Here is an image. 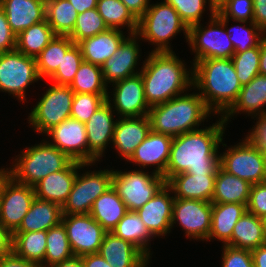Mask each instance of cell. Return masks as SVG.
I'll return each mask as SVG.
<instances>
[{
    "label": "cell",
    "instance_id": "cell-1",
    "mask_svg": "<svg viewBox=\"0 0 266 267\" xmlns=\"http://www.w3.org/2000/svg\"><path fill=\"white\" fill-rule=\"evenodd\" d=\"M216 118L217 121L209 126L173 137L169 161L163 175L165 182L183 172L217 174L220 167V146L228 126L221 116Z\"/></svg>",
    "mask_w": 266,
    "mask_h": 267
},
{
    "label": "cell",
    "instance_id": "cell-2",
    "mask_svg": "<svg viewBox=\"0 0 266 267\" xmlns=\"http://www.w3.org/2000/svg\"><path fill=\"white\" fill-rule=\"evenodd\" d=\"M147 55L140 73L150 107L165 103L193 88V65H186L175 51H149Z\"/></svg>",
    "mask_w": 266,
    "mask_h": 267
},
{
    "label": "cell",
    "instance_id": "cell-3",
    "mask_svg": "<svg viewBox=\"0 0 266 267\" xmlns=\"http://www.w3.org/2000/svg\"><path fill=\"white\" fill-rule=\"evenodd\" d=\"M192 65L193 88L214 117L222 116L236 101L242 88L231 58H207Z\"/></svg>",
    "mask_w": 266,
    "mask_h": 267
},
{
    "label": "cell",
    "instance_id": "cell-4",
    "mask_svg": "<svg viewBox=\"0 0 266 267\" xmlns=\"http://www.w3.org/2000/svg\"><path fill=\"white\" fill-rule=\"evenodd\" d=\"M212 115L194 88L165 103L152 106L148 114L151 130L171 137L202 128L200 126L208 122V117L212 119Z\"/></svg>",
    "mask_w": 266,
    "mask_h": 267
},
{
    "label": "cell",
    "instance_id": "cell-5",
    "mask_svg": "<svg viewBox=\"0 0 266 267\" xmlns=\"http://www.w3.org/2000/svg\"><path fill=\"white\" fill-rule=\"evenodd\" d=\"M188 32L189 28L177 11L165 0H161L150 3L146 12L138 19L136 35L142 42L154 45L151 52H173L172 39L183 33L187 43Z\"/></svg>",
    "mask_w": 266,
    "mask_h": 267
},
{
    "label": "cell",
    "instance_id": "cell-6",
    "mask_svg": "<svg viewBox=\"0 0 266 267\" xmlns=\"http://www.w3.org/2000/svg\"><path fill=\"white\" fill-rule=\"evenodd\" d=\"M20 151L9 167V175L17 182L34 186L50 173L65 169L72 160L45 139Z\"/></svg>",
    "mask_w": 266,
    "mask_h": 267
},
{
    "label": "cell",
    "instance_id": "cell-7",
    "mask_svg": "<svg viewBox=\"0 0 266 267\" xmlns=\"http://www.w3.org/2000/svg\"><path fill=\"white\" fill-rule=\"evenodd\" d=\"M187 45L194 55L190 64L207 58L229 59L235 53L229 34L223 25V16L218 11L209 18L206 26L198 23L189 27Z\"/></svg>",
    "mask_w": 266,
    "mask_h": 267
},
{
    "label": "cell",
    "instance_id": "cell-8",
    "mask_svg": "<svg viewBox=\"0 0 266 267\" xmlns=\"http://www.w3.org/2000/svg\"><path fill=\"white\" fill-rule=\"evenodd\" d=\"M94 165L98 167L96 163L78 162V173L72 190L62 206L63 214H89L94 201L112 187L113 168L88 170Z\"/></svg>",
    "mask_w": 266,
    "mask_h": 267
},
{
    "label": "cell",
    "instance_id": "cell-9",
    "mask_svg": "<svg viewBox=\"0 0 266 267\" xmlns=\"http://www.w3.org/2000/svg\"><path fill=\"white\" fill-rule=\"evenodd\" d=\"M224 141L221 145L225 149L220 153V167L224 171L251 185L266 182V161L258 145L246 135L235 145L227 146Z\"/></svg>",
    "mask_w": 266,
    "mask_h": 267
},
{
    "label": "cell",
    "instance_id": "cell-10",
    "mask_svg": "<svg viewBox=\"0 0 266 267\" xmlns=\"http://www.w3.org/2000/svg\"><path fill=\"white\" fill-rule=\"evenodd\" d=\"M73 98L74 91L70 86L51 83L28 113L29 127L43 135L70 118Z\"/></svg>",
    "mask_w": 266,
    "mask_h": 267
},
{
    "label": "cell",
    "instance_id": "cell-11",
    "mask_svg": "<svg viewBox=\"0 0 266 267\" xmlns=\"http://www.w3.org/2000/svg\"><path fill=\"white\" fill-rule=\"evenodd\" d=\"M165 183L163 176L148 169L136 167V170L123 171L113 167L112 187L128 211H137L144 206Z\"/></svg>",
    "mask_w": 266,
    "mask_h": 267
},
{
    "label": "cell",
    "instance_id": "cell-12",
    "mask_svg": "<svg viewBox=\"0 0 266 267\" xmlns=\"http://www.w3.org/2000/svg\"><path fill=\"white\" fill-rule=\"evenodd\" d=\"M39 80L42 81L36 58L26 56L16 49L0 53V93H7L25 104L28 102V87Z\"/></svg>",
    "mask_w": 266,
    "mask_h": 267
},
{
    "label": "cell",
    "instance_id": "cell-13",
    "mask_svg": "<svg viewBox=\"0 0 266 267\" xmlns=\"http://www.w3.org/2000/svg\"><path fill=\"white\" fill-rule=\"evenodd\" d=\"M211 213V202L175 198L171 228L179 225L187 239L206 241L211 229Z\"/></svg>",
    "mask_w": 266,
    "mask_h": 267
},
{
    "label": "cell",
    "instance_id": "cell-14",
    "mask_svg": "<svg viewBox=\"0 0 266 267\" xmlns=\"http://www.w3.org/2000/svg\"><path fill=\"white\" fill-rule=\"evenodd\" d=\"M33 186L15 181L10 175L0 190V222L13 234L35 200Z\"/></svg>",
    "mask_w": 266,
    "mask_h": 267
},
{
    "label": "cell",
    "instance_id": "cell-15",
    "mask_svg": "<svg viewBox=\"0 0 266 267\" xmlns=\"http://www.w3.org/2000/svg\"><path fill=\"white\" fill-rule=\"evenodd\" d=\"M111 87L112 90H108L106 101L118 118L141 117L149 114L151 107L145 98L141 73L118 81Z\"/></svg>",
    "mask_w": 266,
    "mask_h": 267
},
{
    "label": "cell",
    "instance_id": "cell-16",
    "mask_svg": "<svg viewBox=\"0 0 266 267\" xmlns=\"http://www.w3.org/2000/svg\"><path fill=\"white\" fill-rule=\"evenodd\" d=\"M62 223L75 256L98 253L107 231L90 214H63Z\"/></svg>",
    "mask_w": 266,
    "mask_h": 267
},
{
    "label": "cell",
    "instance_id": "cell-17",
    "mask_svg": "<svg viewBox=\"0 0 266 267\" xmlns=\"http://www.w3.org/2000/svg\"><path fill=\"white\" fill-rule=\"evenodd\" d=\"M140 41L136 34H130L122 42L114 55L102 64L103 79L108 87L141 72L144 60L140 64L139 61L141 60L139 59L142 57V52H140L142 51L140 48L142 42ZM138 65L142 66L139 67Z\"/></svg>",
    "mask_w": 266,
    "mask_h": 267
},
{
    "label": "cell",
    "instance_id": "cell-18",
    "mask_svg": "<svg viewBox=\"0 0 266 267\" xmlns=\"http://www.w3.org/2000/svg\"><path fill=\"white\" fill-rule=\"evenodd\" d=\"M116 113L106 101L85 123L88 142V163H97L105 158L109 144H112ZM115 117V118H114Z\"/></svg>",
    "mask_w": 266,
    "mask_h": 267
},
{
    "label": "cell",
    "instance_id": "cell-19",
    "mask_svg": "<svg viewBox=\"0 0 266 267\" xmlns=\"http://www.w3.org/2000/svg\"><path fill=\"white\" fill-rule=\"evenodd\" d=\"M45 140L66 154L72 161L88 164V142L85 123L67 118L52 127L44 136Z\"/></svg>",
    "mask_w": 266,
    "mask_h": 267
},
{
    "label": "cell",
    "instance_id": "cell-20",
    "mask_svg": "<svg viewBox=\"0 0 266 267\" xmlns=\"http://www.w3.org/2000/svg\"><path fill=\"white\" fill-rule=\"evenodd\" d=\"M172 195V196H171ZM175 197L165 183L158 192L136 213L154 238L169 236Z\"/></svg>",
    "mask_w": 266,
    "mask_h": 267
},
{
    "label": "cell",
    "instance_id": "cell-21",
    "mask_svg": "<svg viewBox=\"0 0 266 267\" xmlns=\"http://www.w3.org/2000/svg\"><path fill=\"white\" fill-rule=\"evenodd\" d=\"M172 140L171 136L151 130L125 163H133L142 170L152 167V172L163 176L169 161Z\"/></svg>",
    "mask_w": 266,
    "mask_h": 267
},
{
    "label": "cell",
    "instance_id": "cell-22",
    "mask_svg": "<svg viewBox=\"0 0 266 267\" xmlns=\"http://www.w3.org/2000/svg\"><path fill=\"white\" fill-rule=\"evenodd\" d=\"M239 113L251 119L266 115V75L259 74L242 86L236 101L221 117L228 125Z\"/></svg>",
    "mask_w": 266,
    "mask_h": 267
},
{
    "label": "cell",
    "instance_id": "cell-23",
    "mask_svg": "<svg viewBox=\"0 0 266 267\" xmlns=\"http://www.w3.org/2000/svg\"><path fill=\"white\" fill-rule=\"evenodd\" d=\"M151 131L149 116L118 118L111 148L127 161ZM114 147H113V146Z\"/></svg>",
    "mask_w": 266,
    "mask_h": 267
},
{
    "label": "cell",
    "instance_id": "cell-24",
    "mask_svg": "<svg viewBox=\"0 0 266 267\" xmlns=\"http://www.w3.org/2000/svg\"><path fill=\"white\" fill-rule=\"evenodd\" d=\"M98 253L112 267H149L150 260L132 243L106 232Z\"/></svg>",
    "mask_w": 266,
    "mask_h": 267
},
{
    "label": "cell",
    "instance_id": "cell-25",
    "mask_svg": "<svg viewBox=\"0 0 266 267\" xmlns=\"http://www.w3.org/2000/svg\"><path fill=\"white\" fill-rule=\"evenodd\" d=\"M0 7L16 36L45 20L46 0H0Z\"/></svg>",
    "mask_w": 266,
    "mask_h": 267
},
{
    "label": "cell",
    "instance_id": "cell-26",
    "mask_svg": "<svg viewBox=\"0 0 266 267\" xmlns=\"http://www.w3.org/2000/svg\"><path fill=\"white\" fill-rule=\"evenodd\" d=\"M78 173V162L72 161L65 169L50 173L33 187L35 196L42 200L57 203L66 202Z\"/></svg>",
    "mask_w": 266,
    "mask_h": 267
},
{
    "label": "cell",
    "instance_id": "cell-27",
    "mask_svg": "<svg viewBox=\"0 0 266 267\" xmlns=\"http://www.w3.org/2000/svg\"><path fill=\"white\" fill-rule=\"evenodd\" d=\"M216 174L180 173L172 176L166 184L178 199H196L211 202Z\"/></svg>",
    "mask_w": 266,
    "mask_h": 267
},
{
    "label": "cell",
    "instance_id": "cell-28",
    "mask_svg": "<svg viewBox=\"0 0 266 267\" xmlns=\"http://www.w3.org/2000/svg\"><path fill=\"white\" fill-rule=\"evenodd\" d=\"M127 35H126V34ZM130 34L127 31L107 29L93 37L86 38L78 43L85 62L102 66L112 57L122 42Z\"/></svg>",
    "mask_w": 266,
    "mask_h": 267
},
{
    "label": "cell",
    "instance_id": "cell-29",
    "mask_svg": "<svg viewBox=\"0 0 266 267\" xmlns=\"http://www.w3.org/2000/svg\"><path fill=\"white\" fill-rule=\"evenodd\" d=\"M246 212L244 204L212 203L211 229L206 242L217 239L225 245L232 237L235 224Z\"/></svg>",
    "mask_w": 266,
    "mask_h": 267
},
{
    "label": "cell",
    "instance_id": "cell-30",
    "mask_svg": "<svg viewBox=\"0 0 266 267\" xmlns=\"http://www.w3.org/2000/svg\"><path fill=\"white\" fill-rule=\"evenodd\" d=\"M62 206L35 198L15 232L47 231L62 222Z\"/></svg>",
    "mask_w": 266,
    "mask_h": 267
},
{
    "label": "cell",
    "instance_id": "cell-31",
    "mask_svg": "<svg viewBox=\"0 0 266 267\" xmlns=\"http://www.w3.org/2000/svg\"><path fill=\"white\" fill-rule=\"evenodd\" d=\"M263 244H266L264 220L246 212L235 224L232 237L225 245L253 250Z\"/></svg>",
    "mask_w": 266,
    "mask_h": 267
},
{
    "label": "cell",
    "instance_id": "cell-32",
    "mask_svg": "<svg viewBox=\"0 0 266 267\" xmlns=\"http://www.w3.org/2000/svg\"><path fill=\"white\" fill-rule=\"evenodd\" d=\"M252 185L218 168L211 203H238L247 205Z\"/></svg>",
    "mask_w": 266,
    "mask_h": 267
},
{
    "label": "cell",
    "instance_id": "cell-33",
    "mask_svg": "<svg viewBox=\"0 0 266 267\" xmlns=\"http://www.w3.org/2000/svg\"><path fill=\"white\" fill-rule=\"evenodd\" d=\"M121 239L136 246L150 261L151 242L154 237L149 233L136 211H128L111 231Z\"/></svg>",
    "mask_w": 266,
    "mask_h": 267
},
{
    "label": "cell",
    "instance_id": "cell-34",
    "mask_svg": "<svg viewBox=\"0 0 266 267\" xmlns=\"http://www.w3.org/2000/svg\"><path fill=\"white\" fill-rule=\"evenodd\" d=\"M127 212L128 209L123 200L113 187H110L94 201L89 214L107 232H111Z\"/></svg>",
    "mask_w": 266,
    "mask_h": 267
},
{
    "label": "cell",
    "instance_id": "cell-35",
    "mask_svg": "<svg viewBox=\"0 0 266 267\" xmlns=\"http://www.w3.org/2000/svg\"><path fill=\"white\" fill-rule=\"evenodd\" d=\"M12 252L19 258L44 267L46 231L14 232Z\"/></svg>",
    "mask_w": 266,
    "mask_h": 267
},
{
    "label": "cell",
    "instance_id": "cell-36",
    "mask_svg": "<svg viewBox=\"0 0 266 267\" xmlns=\"http://www.w3.org/2000/svg\"><path fill=\"white\" fill-rule=\"evenodd\" d=\"M96 8L109 29H127L128 34H136L138 19L122 1L98 0Z\"/></svg>",
    "mask_w": 266,
    "mask_h": 267
},
{
    "label": "cell",
    "instance_id": "cell-37",
    "mask_svg": "<svg viewBox=\"0 0 266 267\" xmlns=\"http://www.w3.org/2000/svg\"><path fill=\"white\" fill-rule=\"evenodd\" d=\"M56 36L45 19L31 25L16 36V50L26 56L36 58Z\"/></svg>",
    "mask_w": 266,
    "mask_h": 267
},
{
    "label": "cell",
    "instance_id": "cell-38",
    "mask_svg": "<svg viewBox=\"0 0 266 267\" xmlns=\"http://www.w3.org/2000/svg\"><path fill=\"white\" fill-rule=\"evenodd\" d=\"M75 43L69 36L56 35L52 41L36 57L40 78L47 81L61 64L63 56Z\"/></svg>",
    "mask_w": 266,
    "mask_h": 267
},
{
    "label": "cell",
    "instance_id": "cell-39",
    "mask_svg": "<svg viewBox=\"0 0 266 267\" xmlns=\"http://www.w3.org/2000/svg\"><path fill=\"white\" fill-rule=\"evenodd\" d=\"M78 14L68 0H46L45 19L56 35L68 36L73 31Z\"/></svg>",
    "mask_w": 266,
    "mask_h": 267
},
{
    "label": "cell",
    "instance_id": "cell-40",
    "mask_svg": "<svg viewBox=\"0 0 266 267\" xmlns=\"http://www.w3.org/2000/svg\"><path fill=\"white\" fill-rule=\"evenodd\" d=\"M74 93L107 94L101 66L83 61L70 84Z\"/></svg>",
    "mask_w": 266,
    "mask_h": 267
},
{
    "label": "cell",
    "instance_id": "cell-41",
    "mask_svg": "<svg viewBox=\"0 0 266 267\" xmlns=\"http://www.w3.org/2000/svg\"><path fill=\"white\" fill-rule=\"evenodd\" d=\"M73 256L66 228L62 222L46 231L44 267L61 263Z\"/></svg>",
    "mask_w": 266,
    "mask_h": 267
},
{
    "label": "cell",
    "instance_id": "cell-42",
    "mask_svg": "<svg viewBox=\"0 0 266 267\" xmlns=\"http://www.w3.org/2000/svg\"><path fill=\"white\" fill-rule=\"evenodd\" d=\"M230 19L223 17V25L229 34V40L232 42L235 52H243L247 49L257 46L265 33L253 22L233 21L239 23L229 26Z\"/></svg>",
    "mask_w": 266,
    "mask_h": 267
},
{
    "label": "cell",
    "instance_id": "cell-43",
    "mask_svg": "<svg viewBox=\"0 0 266 267\" xmlns=\"http://www.w3.org/2000/svg\"><path fill=\"white\" fill-rule=\"evenodd\" d=\"M179 14L181 20L189 28L192 25L201 23L205 11H210L208 17L216 14V8L209 0H165ZM207 9V10H206Z\"/></svg>",
    "mask_w": 266,
    "mask_h": 267
},
{
    "label": "cell",
    "instance_id": "cell-44",
    "mask_svg": "<svg viewBox=\"0 0 266 267\" xmlns=\"http://www.w3.org/2000/svg\"><path fill=\"white\" fill-rule=\"evenodd\" d=\"M107 29L109 28L99 15L97 8H94L78 14L73 31L68 36L75 44H78L80 41L93 37Z\"/></svg>",
    "mask_w": 266,
    "mask_h": 267
},
{
    "label": "cell",
    "instance_id": "cell-45",
    "mask_svg": "<svg viewBox=\"0 0 266 267\" xmlns=\"http://www.w3.org/2000/svg\"><path fill=\"white\" fill-rule=\"evenodd\" d=\"M242 86L259 75L260 43L243 52H235L231 58Z\"/></svg>",
    "mask_w": 266,
    "mask_h": 267
},
{
    "label": "cell",
    "instance_id": "cell-46",
    "mask_svg": "<svg viewBox=\"0 0 266 267\" xmlns=\"http://www.w3.org/2000/svg\"><path fill=\"white\" fill-rule=\"evenodd\" d=\"M83 61L80 46L74 44L63 56L61 64L58 65L56 72L48 79V82L70 86Z\"/></svg>",
    "mask_w": 266,
    "mask_h": 267
},
{
    "label": "cell",
    "instance_id": "cell-47",
    "mask_svg": "<svg viewBox=\"0 0 266 267\" xmlns=\"http://www.w3.org/2000/svg\"><path fill=\"white\" fill-rule=\"evenodd\" d=\"M106 99L107 94L74 93L70 117L86 123Z\"/></svg>",
    "mask_w": 266,
    "mask_h": 267
},
{
    "label": "cell",
    "instance_id": "cell-48",
    "mask_svg": "<svg viewBox=\"0 0 266 267\" xmlns=\"http://www.w3.org/2000/svg\"><path fill=\"white\" fill-rule=\"evenodd\" d=\"M217 11L231 21H253V0H226Z\"/></svg>",
    "mask_w": 266,
    "mask_h": 267
},
{
    "label": "cell",
    "instance_id": "cell-49",
    "mask_svg": "<svg viewBox=\"0 0 266 267\" xmlns=\"http://www.w3.org/2000/svg\"><path fill=\"white\" fill-rule=\"evenodd\" d=\"M221 267H254L251 250L222 245Z\"/></svg>",
    "mask_w": 266,
    "mask_h": 267
},
{
    "label": "cell",
    "instance_id": "cell-50",
    "mask_svg": "<svg viewBox=\"0 0 266 267\" xmlns=\"http://www.w3.org/2000/svg\"><path fill=\"white\" fill-rule=\"evenodd\" d=\"M247 212L262 219L266 217V182L252 185Z\"/></svg>",
    "mask_w": 266,
    "mask_h": 267
},
{
    "label": "cell",
    "instance_id": "cell-51",
    "mask_svg": "<svg viewBox=\"0 0 266 267\" xmlns=\"http://www.w3.org/2000/svg\"><path fill=\"white\" fill-rule=\"evenodd\" d=\"M16 49V34L11 30L7 17L0 7V53Z\"/></svg>",
    "mask_w": 266,
    "mask_h": 267
},
{
    "label": "cell",
    "instance_id": "cell-52",
    "mask_svg": "<svg viewBox=\"0 0 266 267\" xmlns=\"http://www.w3.org/2000/svg\"><path fill=\"white\" fill-rule=\"evenodd\" d=\"M253 123H255V126H252L246 136L260 147L266 161V115L256 117Z\"/></svg>",
    "mask_w": 266,
    "mask_h": 267
},
{
    "label": "cell",
    "instance_id": "cell-53",
    "mask_svg": "<svg viewBox=\"0 0 266 267\" xmlns=\"http://www.w3.org/2000/svg\"><path fill=\"white\" fill-rule=\"evenodd\" d=\"M266 33V0H253V21Z\"/></svg>",
    "mask_w": 266,
    "mask_h": 267
},
{
    "label": "cell",
    "instance_id": "cell-54",
    "mask_svg": "<svg viewBox=\"0 0 266 267\" xmlns=\"http://www.w3.org/2000/svg\"><path fill=\"white\" fill-rule=\"evenodd\" d=\"M0 267H42L39 264L17 257L13 252L0 258Z\"/></svg>",
    "mask_w": 266,
    "mask_h": 267
},
{
    "label": "cell",
    "instance_id": "cell-55",
    "mask_svg": "<svg viewBox=\"0 0 266 267\" xmlns=\"http://www.w3.org/2000/svg\"><path fill=\"white\" fill-rule=\"evenodd\" d=\"M12 234L0 222V258L12 253Z\"/></svg>",
    "mask_w": 266,
    "mask_h": 267
},
{
    "label": "cell",
    "instance_id": "cell-56",
    "mask_svg": "<svg viewBox=\"0 0 266 267\" xmlns=\"http://www.w3.org/2000/svg\"><path fill=\"white\" fill-rule=\"evenodd\" d=\"M139 19L150 6L151 0H120Z\"/></svg>",
    "mask_w": 266,
    "mask_h": 267
},
{
    "label": "cell",
    "instance_id": "cell-57",
    "mask_svg": "<svg viewBox=\"0 0 266 267\" xmlns=\"http://www.w3.org/2000/svg\"><path fill=\"white\" fill-rule=\"evenodd\" d=\"M83 267H112L99 253L81 256Z\"/></svg>",
    "mask_w": 266,
    "mask_h": 267
},
{
    "label": "cell",
    "instance_id": "cell-58",
    "mask_svg": "<svg viewBox=\"0 0 266 267\" xmlns=\"http://www.w3.org/2000/svg\"><path fill=\"white\" fill-rule=\"evenodd\" d=\"M254 267H266V244L251 250Z\"/></svg>",
    "mask_w": 266,
    "mask_h": 267
},
{
    "label": "cell",
    "instance_id": "cell-59",
    "mask_svg": "<svg viewBox=\"0 0 266 267\" xmlns=\"http://www.w3.org/2000/svg\"><path fill=\"white\" fill-rule=\"evenodd\" d=\"M78 13L91 10L97 7L98 0H68Z\"/></svg>",
    "mask_w": 266,
    "mask_h": 267
},
{
    "label": "cell",
    "instance_id": "cell-60",
    "mask_svg": "<svg viewBox=\"0 0 266 267\" xmlns=\"http://www.w3.org/2000/svg\"><path fill=\"white\" fill-rule=\"evenodd\" d=\"M259 74L266 75V34L260 41Z\"/></svg>",
    "mask_w": 266,
    "mask_h": 267
},
{
    "label": "cell",
    "instance_id": "cell-61",
    "mask_svg": "<svg viewBox=\"0 0 266 267\" xmlns=\"http://www.w3.org/2000/svg\"><path fill=\"white\" fill-rule=\"evenodd\" d=\"M50 267H83L81 256H73L69 259L63 260L61 263L52 265Z\"/></svg>",
    "mask_w": 266,
    "mask_h": 267
},
{
    "label": "cell",
    "instance_id": "cell-62",
    "mask_svg": "<svg viewBox=\"0 0 266 267\" xmlns=\"http://www.w3.org/2000/svg\"><path fill=\"white\" fill-rule=\"evenodd\" d=\"M8 176H9V168H8V166L6 168L1 167L0 168V190H1L3 182L5 181V179Z\"/></svg>",
    "mask_w": 266,
    "mask_h": 267
},
{
    "label": "cell",
    "instance_id": "cell-63",
    "mask_svg": "<svg viewBox=\"0 0 266 267\" xmlns=\"http://www.w3.org/2000/svg\"><path fill=\"white\" fill-rule=\"evenodd\" d=\"M211 4L216 8V10L226 1V0H209Z\"/></svg>",
    "mask_w": 266,
    "mask_h": 267
},
{
    "label": "cell",
    "instance_id": "cell-64",
    "mask_svg": "<svg viewBox=\"0 0 266 267\" xmlns=\"http://www.w3.org/2000/svg\"><path fill=\"white\" fill-rule=\"evenodd\" d=\"M263 220H264V225H265V230H266V217H264Z\"/></svg>",
    "mask_w": 266,
    "mask_h": 267
}]
</instances>
